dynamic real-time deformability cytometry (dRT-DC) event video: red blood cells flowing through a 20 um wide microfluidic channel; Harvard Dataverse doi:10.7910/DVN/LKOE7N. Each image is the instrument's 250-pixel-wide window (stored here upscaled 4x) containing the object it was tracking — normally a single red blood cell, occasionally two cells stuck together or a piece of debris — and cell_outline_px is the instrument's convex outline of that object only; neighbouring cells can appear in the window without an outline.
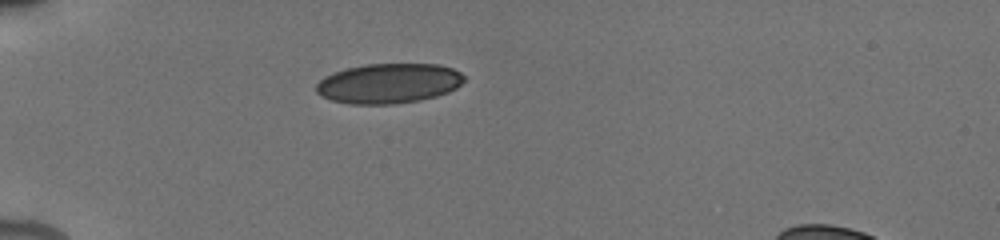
{"species": "human", "species_latin": "Homo sapiens", "temperature_condition": "cold", "stored_images_in_passage": 54, "camera_frame_rate_fps": 3000, "um_per_image_px": 0.085, "donor": {"sex": "male"}, "frame": {"image": 1, "passage_image": 1, "time_ms": 0.0, "image_size_px": [1000, 240], "cell_outline_px": [[464, 80], [456, 88], [448, 92], [436, 96], [420, 100], [392, 104], [348, 104], [332, 100], [320, 96], [316, 92], [316, 84], [324, 76], [332, 72], [344, 68], [364, 64], [436, 64], [452, 68], [460, 72], [464, 76]], "centroid_in_image_um": [33.0, 7.08], "position_along_channel_um": 52.0, "area_um2": 34.62}}
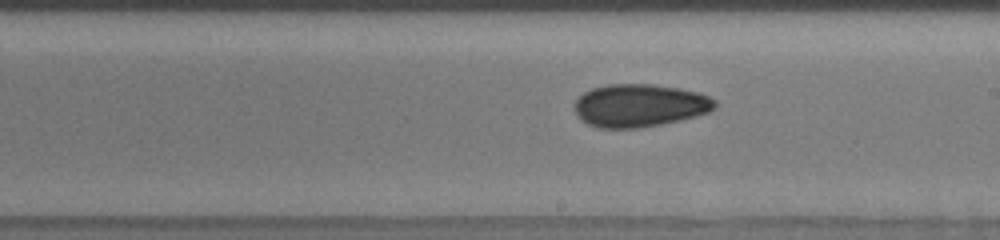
{"frame": {"image": 2, "passage_image": 20, "time_ms": 5.333, "image_size_px": [1000, 240], "cell_outline_px": [[716, 108], [708, 112], [696, 116], [680, 120], [660, 124], [636, 128], [596, 128], [580, 120], [576, 112], [576, 100], [584, 92], [592, 88], [608, 84], [652, 84], [680, 88], [696, 92], [708, 96], [716, 100]], "centroid_in_image_um": [54.37, 8.96], "position_along_channel_um": 234.6, "area_um2": 35.03}}
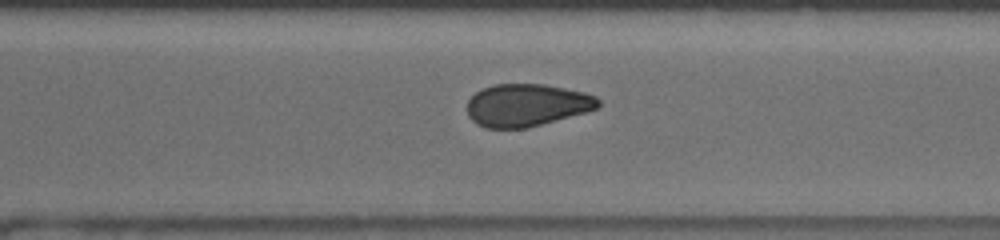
{"frame": {"image": 3, "passage_image": 34, "time_ms": 7.667, "image_size_px": [1000, 240], "cell_outline_px": [[600, 104], [596, 108], [584, 112], [540, 124], [524, 128], [484, 128], [476, 124], [468, 116], [468, 100], [480, 88], [492, 84], [544, 84], [584, 92], [596, 96], [600, 100]], "centroid_in_image_um": [44.73, 8.92], "position_along_channel_um": 325.9, "area_um2": 32.31}, "authors_computed_cell_mechanics": {"area_um2": 33.7552, "velocity_mm_per_s": 3.9143, "shape_relaxation_time_tau1_ms": 5.8718, "shape_relaxation_time_tau2_ms": 7.5652, "deformation_change_tau1": 0.0841, "deformation_change_tau2": 0.1237}}